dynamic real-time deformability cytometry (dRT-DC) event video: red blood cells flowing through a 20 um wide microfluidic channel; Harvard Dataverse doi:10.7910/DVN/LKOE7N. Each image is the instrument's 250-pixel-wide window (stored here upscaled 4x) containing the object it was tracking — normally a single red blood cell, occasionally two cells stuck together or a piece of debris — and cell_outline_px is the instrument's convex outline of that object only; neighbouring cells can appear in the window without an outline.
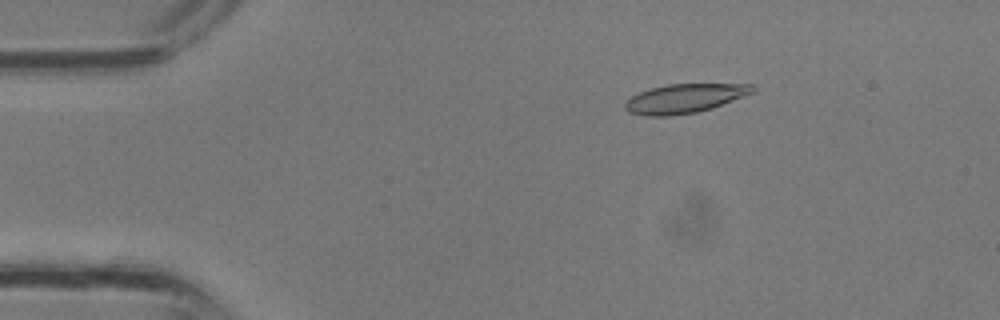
{"species": "common noctule bat (a hibernating species)", "species_latin": "Nyctalus noctula", "temperature_condition": "room temperature", "stored_images_in_passage": 35, "camera_frame_rate_fps": 3000, "um_per_image_px": 0.085, "animal": {"sex": "male", "body_mass_g": 13.3}, "frame": {"image": 1, "passage_image": 6, "time_ms": 1.667, "image_size_px": [1000, 320], "cell_outline_px": [[756, 88], [752, 92], [744, 96], [712, 108], [696, 112], [672, 116], [644, 116], [628, 112], [624, 108], [624, 104], [632, 96], [640, 92], [652, 88], [668, 84], [752, 84]], "centroid_in_image_um": [58.17, 8.38], "position_along_channel_um": 26.8, "area_um2": 21.5}}
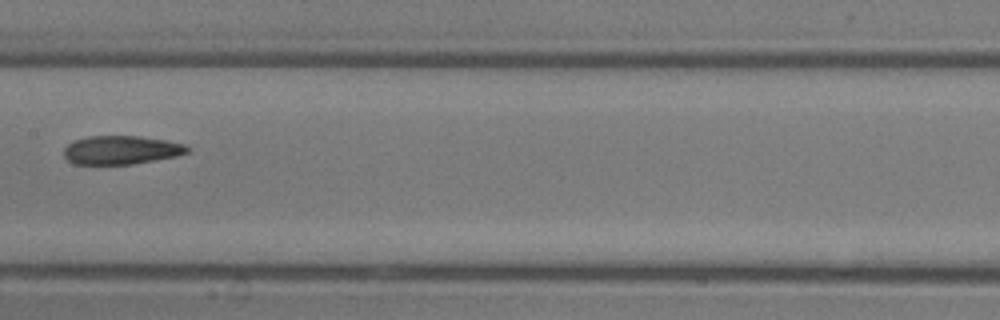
{"frame": {"image": 2, "passage_image": 18, "time_ms": 5.667, "image_size_px": [1000, 320], "cell_outline_px": [[192, 148], [188, 152], [176, 156], [132, 164], [76, 164], [68, 160], [64, 156], [64, 148], [72, 140], [88, 136], [140, 136], [168, 140], [184, 144]], "centroid_in_image_um": [10.31, 12.74], "position_along_channel_um": 197.1, "area_um2": 20.69}}
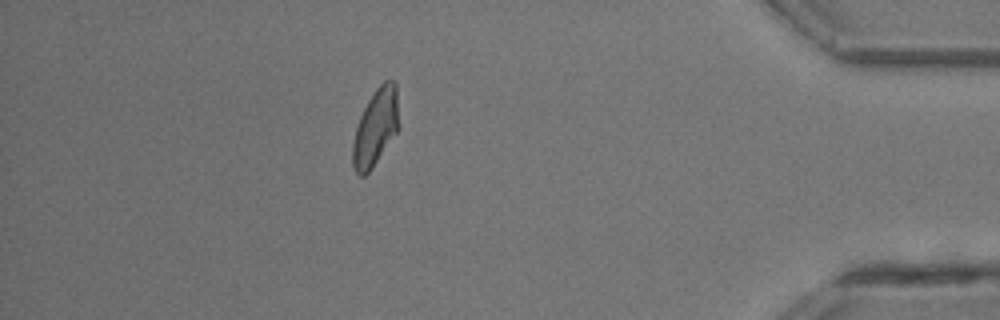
{"frame": {"image": 3, "passage_image": 31, "time_ms": 10.0, "image_size_px": [1000, 320], "cell_outline_px": [[400, 128], [372, 168], [364, 176], [360, 176], [356, 172], [352, 164], [352, 144], [356, 128], [360, 116], [368, 100], [376, 88], [384, 80], [396, 80]], "centroid_in_image_um": [31.95, 10.81], "position_along_channel_um": 403.3, "area_um2": 20.92}}